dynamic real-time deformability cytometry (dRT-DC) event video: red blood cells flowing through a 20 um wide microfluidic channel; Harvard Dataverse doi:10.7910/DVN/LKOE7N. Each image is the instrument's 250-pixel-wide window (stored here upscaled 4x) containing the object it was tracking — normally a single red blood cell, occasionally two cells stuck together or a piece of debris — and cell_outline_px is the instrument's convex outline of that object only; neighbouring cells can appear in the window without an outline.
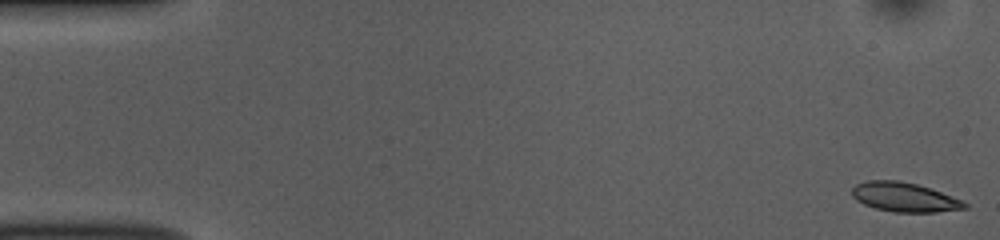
{"species": "common noctule bat (a hibernating species)", "species_latin": "Nyctalus noctula", "temperature_condition": "room temperature", "stored_images_in_passage": 52, "camera_frame_rate_fps": 3000, "um_per_image_px": 0.085, "animal": {"sex": "female", "body_mass_g": 10.0, "forearm_length_mm": 53.1}, "frame": {"image": 1, "passage_image": 1, "time_ms": 0.0, "image_size_px": [1000, 240], "cell_outline_px": [[968, 208], [936, 212], [892, 212], [876, 208], [864, 204], [856, 200], [852, 196], [852, 188], [856, 184], [864, 180], [896, 180], [916, 184], [940, 192], [960, 200], [968, 204]], "centroid_in_image_um": [76.83, 16.76], "position_along_channel_um": 8.2, "area_um2": 19.07}}
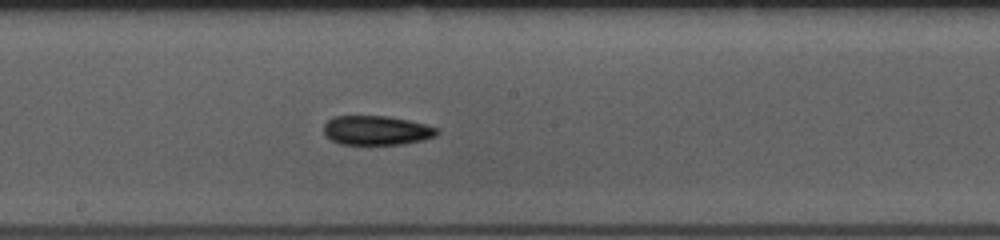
{"frame": {"image": 2, "passage_image": 28, "time_ms": 9.0, "image_size_px": [1000, 240], "cell_outline_px": [[440, 132], [436, 136], [424, 140], [404, 144], [340, 144], [324, 136], [324, 124], [332, 116], [388, 116], [408, 120], [440, 128]], "centroid_in_image_um": [32.02, 11.08], "position_along_channel_um": 216.2, "area_um2": 19.54}}
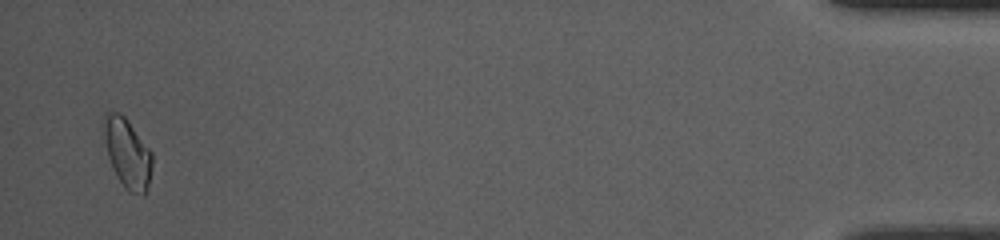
{"frame": {"image": 3, "passage_image": 51, "time_ms": 16.667, "image_size_px": [1000, 240], "cell_outline_px": [[152, 168], [148, 192], [144, 196], [128, 192], [124, 188], [108, 156], [104, 132], [104, 112], [120, 112], [124, 116], [152, 152]], "centroid_in_image_um": [10.87, 13.06], "position_along_channel_um": 424.3, "area_um2": 19.42}, "authors_computed_cell_mechanics": {"area_um2": 19.2763, "velocity_mm_per_s": 3.7973, "shape_relaxation_time_tau1_ms": 3.4717, "shape_relaxation_time_tau2_ms": null, "deformation_change_tau1": 0.1071, "deformation_change_tau2": null}}